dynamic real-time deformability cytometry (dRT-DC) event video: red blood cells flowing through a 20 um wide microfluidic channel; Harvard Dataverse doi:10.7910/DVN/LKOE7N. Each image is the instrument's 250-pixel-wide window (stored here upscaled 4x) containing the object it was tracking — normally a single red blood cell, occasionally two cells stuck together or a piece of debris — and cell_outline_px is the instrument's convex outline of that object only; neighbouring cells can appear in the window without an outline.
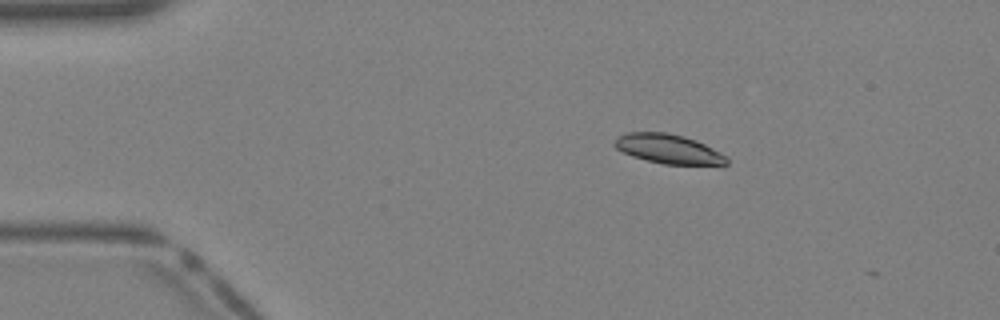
{"species": "Egyptian fruit bat (a non-hibernating species)", "species_latin": "Rousettus aegyptiacus", "temperature_condition": "warm", "stored_images_in_passage": 6, "camera_frame_rate_fps": 3000, "um_per_image_px": 0.085, "animal": {"sex": "female"}, "frame": {"image": 1, "passage_image": 2, "time_ms": 0.333, "image_size_px": [1000, 320], "cell_outline_px": [[728, 164], [664, 164], [632, 156], [616, 148], [612, 144], [616, 136], [628, 132], [668, 132], [684, 136], [696, 140], [728, 156]], "centroid_in_image_um": [56.79, 12.64], "position_along_channel_um": 28.2, "area_um2": 19.13}}